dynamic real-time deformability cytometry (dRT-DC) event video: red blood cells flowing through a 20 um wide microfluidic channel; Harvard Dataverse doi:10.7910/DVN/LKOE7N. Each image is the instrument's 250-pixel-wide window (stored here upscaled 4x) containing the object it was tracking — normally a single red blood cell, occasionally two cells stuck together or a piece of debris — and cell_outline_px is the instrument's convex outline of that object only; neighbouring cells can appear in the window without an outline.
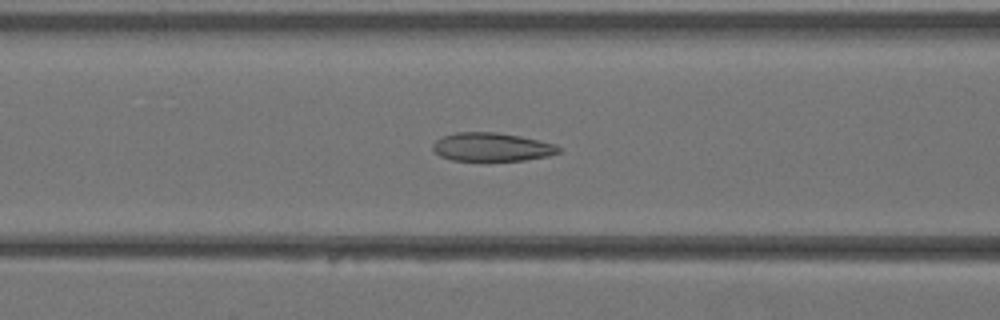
{"species": "Egyptian fruit bat (a non-hibernating species)", "species_latin": "Rousettus aegyptiacus", "temperature_condition": "warm", "stored_images_in_passage": 35, "camera_frame_rate_fps": 3000, "um_per_image_px": 0.085, "animal": {"sex": "female"}, "frame": {"image": 1, "passage_image": 11, "time_ms": 3.333, "image_size_px": [1000, 320], "cell_outline_px": [[560, 152], [548, 156], [524, 160], [452, 160], [440, 156], [432, 148], [432, 144], [436, 140], [444, 136], [456, 132], [496, 132], [520, 136], [556, 144], [560, 148]], "centroid_in_image_um": [41.8, 12.49], "position_along_channel_um": 124.8, "area_um2": 20.75}}
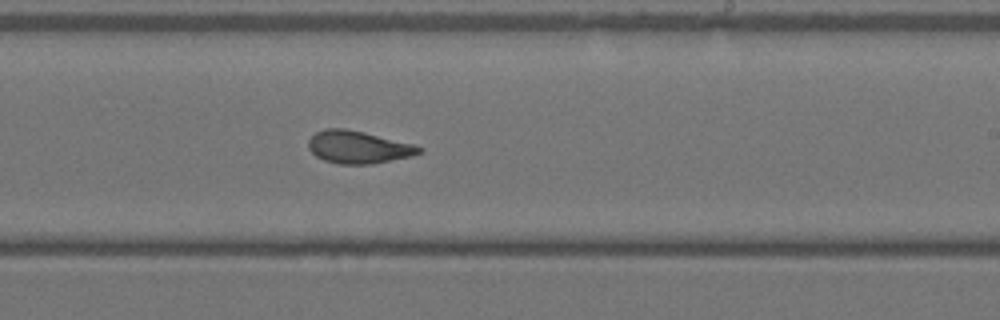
{"frame": {"image": 2, "passage_image": 19, "time_ms": 6.0, "image_size_px": [1000, 320], "cell_outline_px": [[424, 148], [420, 152], [412, 156], [372, 164], [340, 164], [324, 160], [316, 156], [308, 148], [308, 140], [316, 132], [324, 128], [344, 128], [364, 132], [412, 144]], "centroid_in_image_um": [30.42, 12.5], "position_along_channel_um": 258.6, "area_um2": 20.87}}
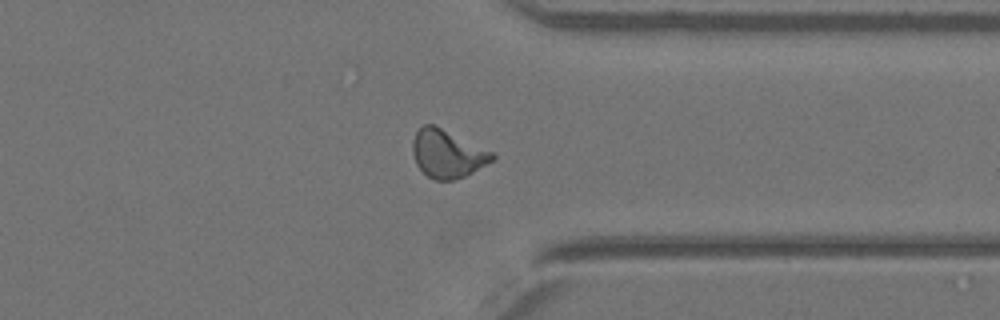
{"frame": {"image": 3, "passage_image": 26, "time_ms": 8.333, "image_size_px": [1000, 320], "cell_outline_px": [[496, 156], [492, 160], [472, 172], [464, 176], [452, 180], [432, 180], [416, 164], [412, 152], [412, 140], [416, 132], [424, 124], [432, 124], [492, 152]], "centroid_in_image_um": [37.98, 13.08], "position_along_channel_um": 373.4, "area_um2": 21.73}}